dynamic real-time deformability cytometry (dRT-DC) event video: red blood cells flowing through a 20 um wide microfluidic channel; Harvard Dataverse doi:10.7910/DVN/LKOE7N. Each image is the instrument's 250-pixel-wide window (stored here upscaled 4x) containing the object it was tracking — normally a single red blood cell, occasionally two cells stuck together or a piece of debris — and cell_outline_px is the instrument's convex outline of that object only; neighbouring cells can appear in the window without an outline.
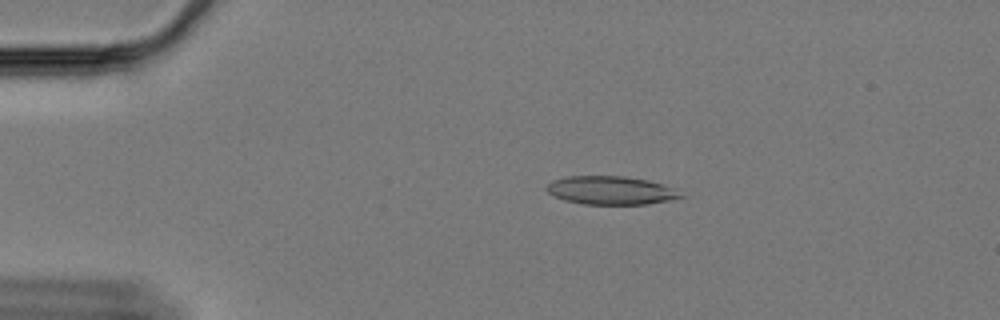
{"species": "Egyptian fruit bat (a non-hibernating species)", "species_latin": "Rousettus aegyptiacus", "temperature_condition": "cold", "stored_images_in_passage": 31, "camera_frame_rate_fps": 3000, "um_per_image_px": 0.085, "animal": {"sex": "female"}, "frame": {"image": 1, "passage_image": 12, "time_ms": 3.667, "image_size_px": [1000, 320], "cell_outline_px": [[684, 196], [668, 200], [648, 204], [584, 204], [564, 200], [548, 192], [544, 188], [552, 180], [568, 176], [624, 176], [648, 180], [676, 188]], "centroid_in_image_um": [51.92, 16.17], "position_along_channel_um": 33.1, "area_um2": 22.14}}
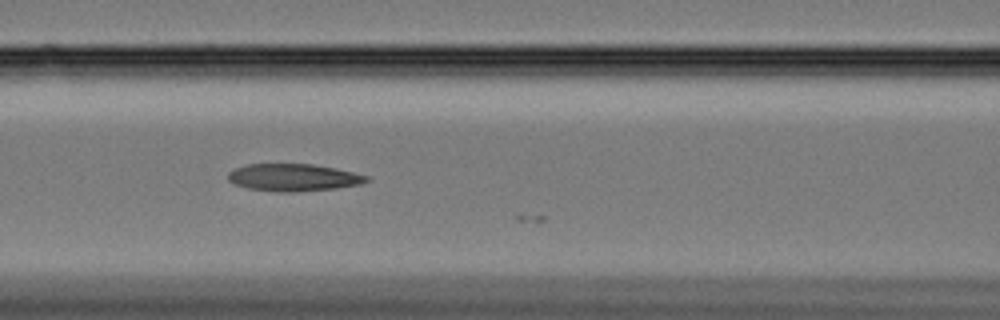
{"frame": {"image": 2, "passage_image": 26, "time_ms": 8.333, "image_size_px": [1000, 320], "cell_outline_px": [[372, 180], [360, 184], [336, 188], [292, 192], [276, 192], [248, 188], [236, 184], [228, 180], [228, 172], [236, 168], [248, 164], [312, 164], [336, 168], [368, 176]], "centroid_in_image_um": [24.96, 15.08], "position_along_channel_um": 141.6, "area_um2": 21.96}}
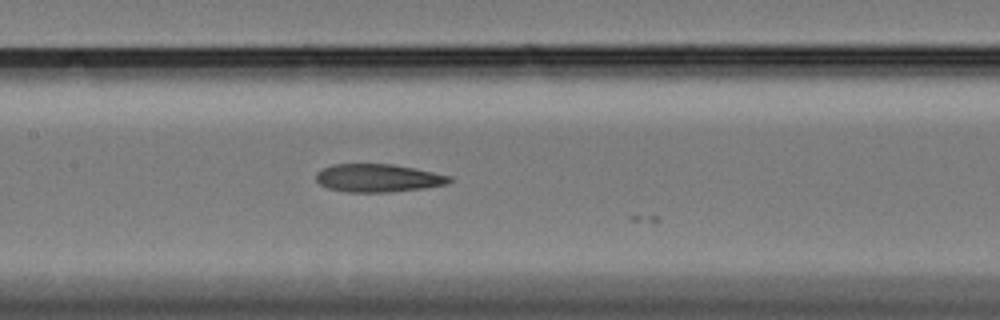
{"frame": {"image": 3, "passage_image": 29, "time_ms": 9.333, "image_size_px": [1000, 320], "cell_outline_px": [[452, 180], [448, 184], [424, 188], [392, 192], [348, 192], [328, 188], [320, 184], [316, 180], [316, 172], [332, 164], [392, 164], [452, 176]], "centroid_in_image_um": [32.13, 15.14], "position_along_channel_um": 175.3, "area_um2": 21.73}}